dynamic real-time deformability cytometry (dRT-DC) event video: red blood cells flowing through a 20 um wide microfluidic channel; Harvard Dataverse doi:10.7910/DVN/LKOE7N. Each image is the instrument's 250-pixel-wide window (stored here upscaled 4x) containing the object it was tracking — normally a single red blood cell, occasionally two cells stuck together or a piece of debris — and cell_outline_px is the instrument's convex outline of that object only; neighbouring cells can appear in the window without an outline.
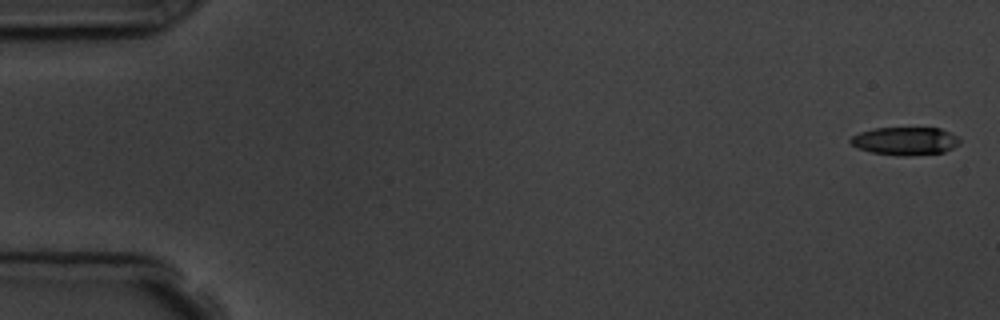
{"species": "common noctule bat (a hibernating species)", "species_latin": "Nyctalus noctula", "temperature_condition": "room temperature", "stored_images_in_passage": 5, "camera_frame_rate_fps": 3000, "um_per_image_px": 0.085, "animal": {"sex": "male", "body_mass_g": 19.5, "forearm_length_mm": 54.6}, "frame": {"image": 1, "passage_image": 1, "time_ms": 0.0, "image_size_px": [1000, 320], "cell_outline_px": [[960, 144], [944, 152], [912, 156], [896, 156], [872, 152], [856, 148], [848, 140], [852, 136], [860, 132], [876, 128], [940, 128], [956, 136], [960, 140]], "centroid_in_image_um": [76.93, 12.0], "position_along_channel_um": 8.1, "area_um2": 17.92}}
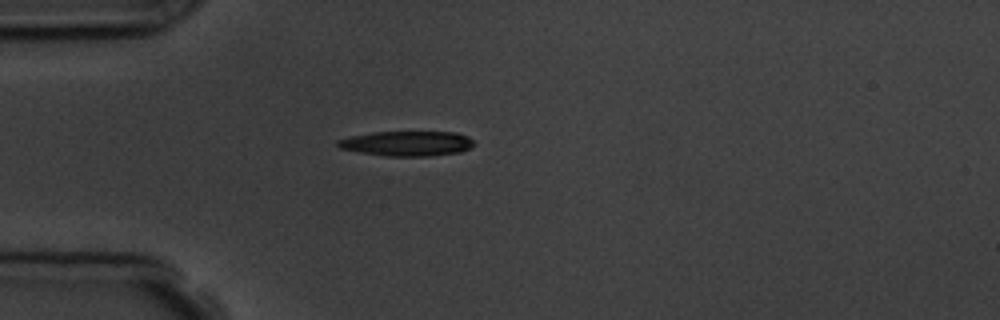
{"frame": {"image": 2, "passage_image": 5, "time_ms": 4.667, "image_size_px": [1000, 320], "cell_outline_px": [[476, 144], [460, 152], [432, 156], [384, 156], [360, 152], [340, 148], [336, 144], [336, 140], [352, 136], [372, 132], [456, 132], [468, 136]], "centroid_in_image_um": [34.6, 12.2], "position_along_channel_um": 50.4, "area_um2": 19.83}}